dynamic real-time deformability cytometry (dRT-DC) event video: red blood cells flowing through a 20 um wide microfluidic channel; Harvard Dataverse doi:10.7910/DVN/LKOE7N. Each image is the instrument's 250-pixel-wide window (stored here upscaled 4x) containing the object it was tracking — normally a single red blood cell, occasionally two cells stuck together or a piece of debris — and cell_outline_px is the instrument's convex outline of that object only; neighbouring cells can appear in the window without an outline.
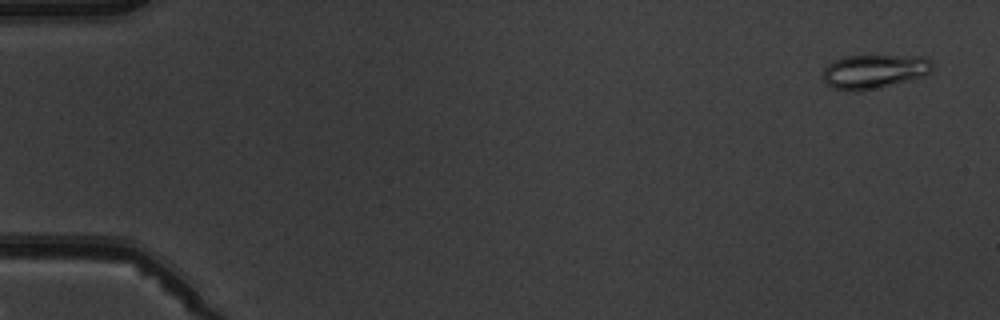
{"species": "common noctule bat (a hibernating species)", "species_latin": "Nyctalus noctula", "temperature_condition": "warm", "stored_images_in_passage": 4, "camera_frame_rate_fps": 3000, "um_per_image_px": 0.085, "animal": {"sex": "male", "body_mass_g": 19.5, "forearm_length_mm": 54.6}, "frame": {"image": 1, "passage_image": 1, "time_ms": 0.0, "image_size_px": [1000, 320], "cell_outline_px": [[932, 72], [924, 76], [880, 88], [856, 92], [848, 92], [836, 88], [828, 84], [824, 80], [824, 68], [832, 60], [844, 56], [924, 56], [932, 60]], "centroid_in_image_um": [74.33, 6.08], "position_along_channel_um": 10.7, "area_um2": 21.96}}
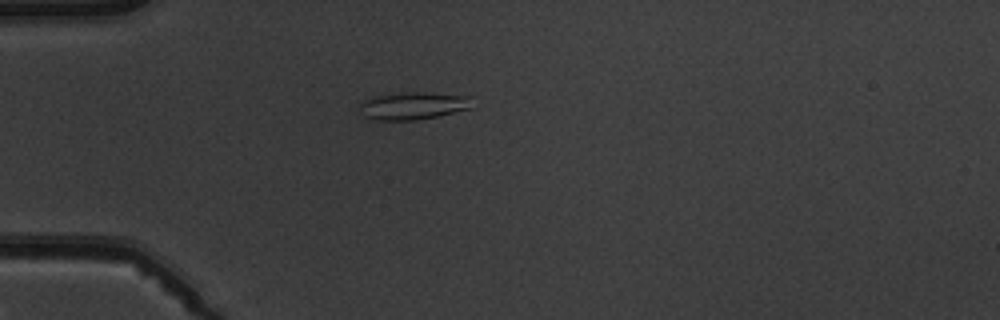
{"frame": {"image": 2, "passage_image": 4, "time_ms": 4.333, "image_size_px": [1000, 320], "cell_outline_px": [[472, 108], [440, 116], [416, 120], [376, 120], [360, 116], [356, 108], [360, 100], [376, 96], [400, 92], [424, 92], [472, 96]], "centroid_in_image_um": [35.05, 8.99], "position_along_channel_um": 50.0, "area_um2": 18.73}}